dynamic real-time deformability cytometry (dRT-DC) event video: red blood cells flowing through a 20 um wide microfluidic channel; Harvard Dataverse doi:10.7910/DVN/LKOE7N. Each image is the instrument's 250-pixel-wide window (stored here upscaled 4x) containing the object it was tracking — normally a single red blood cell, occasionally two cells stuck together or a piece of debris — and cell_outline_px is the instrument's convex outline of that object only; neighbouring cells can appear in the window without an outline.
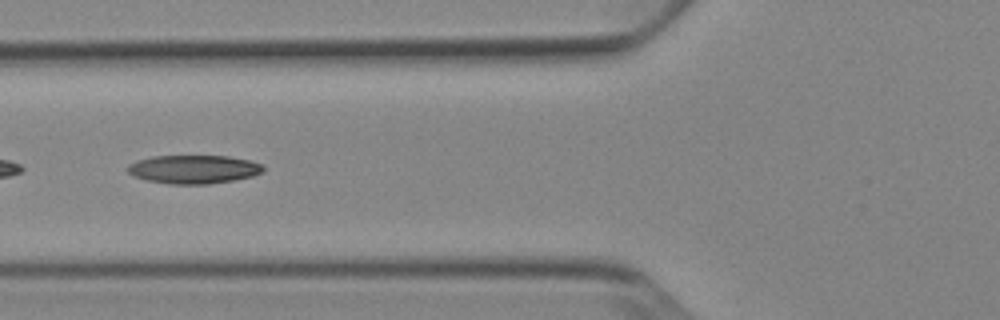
{"species": "Egyptian fruit bat (a non-hibernating species)", "species_latin": "Rousettus aegyptiacus", "temperature_condition": "cold", "stored_images_in_passage": 53, "camera_frame_rate_fps": 3000, "um_per_image_px": 0.085, "animal": {"sex": "female"}, "frame": {"image": 1, "passage_image": 21, "time_ms": 6.667, "image_size_px": [1000, 320], "cell_outline_px": [[264, 172], [252, 176], [236, 180], [208, 184], [168, 184], [148, 180], [136, 176], [128, 172], [128, 164], [136, 160], [152, 156], [228, 156], [248, 160], [260, 164], [264, 168]], "centroid_in_image_um": [16.47, 14.39], "position_along_channel_um": 109.3, "area_um2": 22.48}}
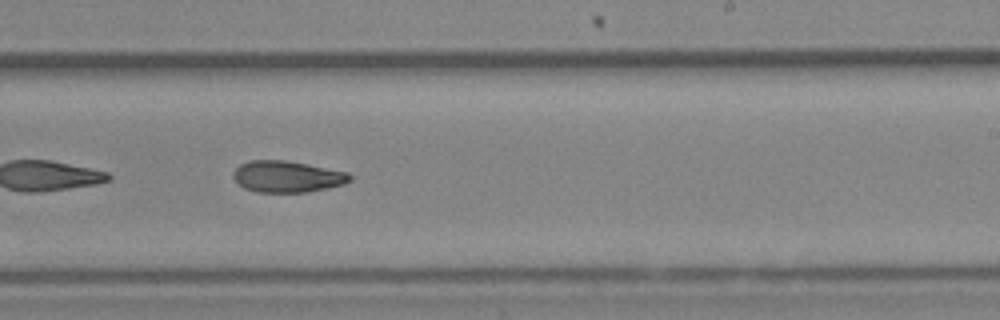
{"frame": {"image": 2, "passage_image": 33, "time_ms": 10.667, "image_size_px": [1000, 320], "cell_outline_px": [[352, 180], [344, 184], [328, 188], [308, 192], [256, 192], [244, 188], [232, 176], [232, 172], [240, 164], [248, 160], [288, 160], [348, 172], [352, 176]], "centroid_in_image_um": [24.42, 15.0], "position_along_channel_um": 264.6, "area_um2": 21.56}}
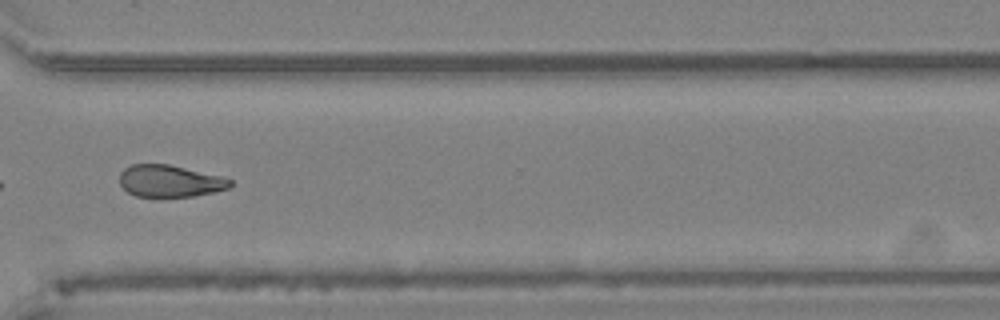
{"frame": {"image": 3, "passage_image": 40, "time_ms": 13.0, "image_size_px": [1000, 320], "cell_outline_px": [[232, 184], [228, 188], [196, 196], [136, 196], [128, 192], [120, 184], [120, 172], [124, 168], [132, 164], [168, 164], [224, 176], [232, 180]], "centroid_in_image_um": [14.45, 15.37], "position_along_channel_um": 356.1, "area_um2": 20.58}, "authors_computed_cell_mechanics": {"area_um2": 22.3686, "velocity_mm_per_s": 3.8938, "shape_relaxation_time_tau1_ms": 10.5926, "shape_relaxation_time_tau2_ms": null, "deformation_change_tau1": 0.2137, "deformation_change_tau2": null}}